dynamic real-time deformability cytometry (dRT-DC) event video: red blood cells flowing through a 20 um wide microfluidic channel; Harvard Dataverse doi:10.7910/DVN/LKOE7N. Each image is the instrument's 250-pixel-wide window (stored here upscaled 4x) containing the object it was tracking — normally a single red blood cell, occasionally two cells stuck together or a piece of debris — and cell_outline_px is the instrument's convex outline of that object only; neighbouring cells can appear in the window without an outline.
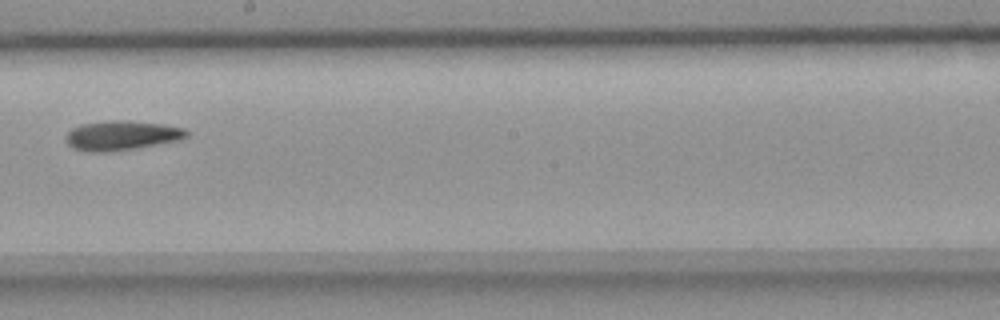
{"species": "common noctule bat (a hibernating species)", "species_latin": "Nyctalus noctula", "temperature_condition": "room temperature", "stored_images_in_passage": 10, "camera_frame_rate_fps": 3000, "um_per_image_px": 0.085, "animal": {"sex": "female", "body_mass_g": 18.4}, "frame": {"image": 1, "passage_image": 9, "time_ms": 2.667, "image_size_px": [1000, 320], "cell_outline_px": [[188, 136], [180, 140], [136, 148], [104, 152], [88, 152], [72, 148], [64, 140], [64, 136], [72, 128], [80, 124], [112, 120], [128, 120], [164, 124], [184, 128], [188, 132]], "centroid_in_image_um": [10.31, 11.51], "position_along_channel_um": 237.9, "area_um2": 20.98}}
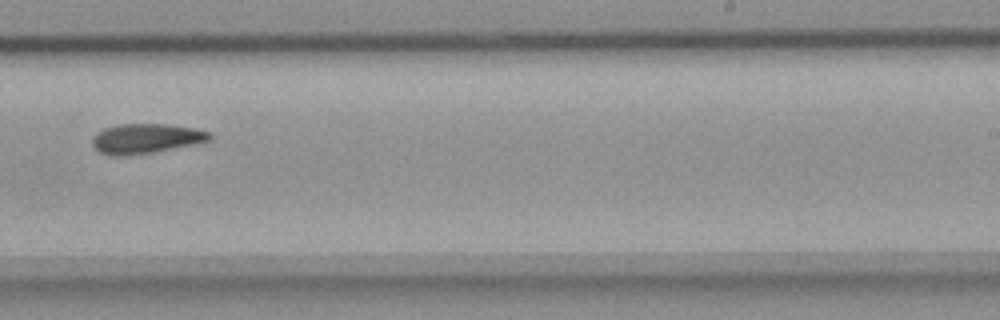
{"frame": {"image": 2, "passage_image": 10, "time_ms": 3.0, "image_size_px": [1000, 320], "cell_outline_px": [[212, 136], [208, 140], [192, 144], [152, 152], [128, 156], [112, 156], [100, 152], [92, 144], [92, 140], [96, 132], [104, 128], [120, 124], [168, 124], [192, 128], [208, 132]], "centroid_in_image_um": [12.33, 11.77], "position_along_channel_um": 276.7, "area_um2": 20.06}}